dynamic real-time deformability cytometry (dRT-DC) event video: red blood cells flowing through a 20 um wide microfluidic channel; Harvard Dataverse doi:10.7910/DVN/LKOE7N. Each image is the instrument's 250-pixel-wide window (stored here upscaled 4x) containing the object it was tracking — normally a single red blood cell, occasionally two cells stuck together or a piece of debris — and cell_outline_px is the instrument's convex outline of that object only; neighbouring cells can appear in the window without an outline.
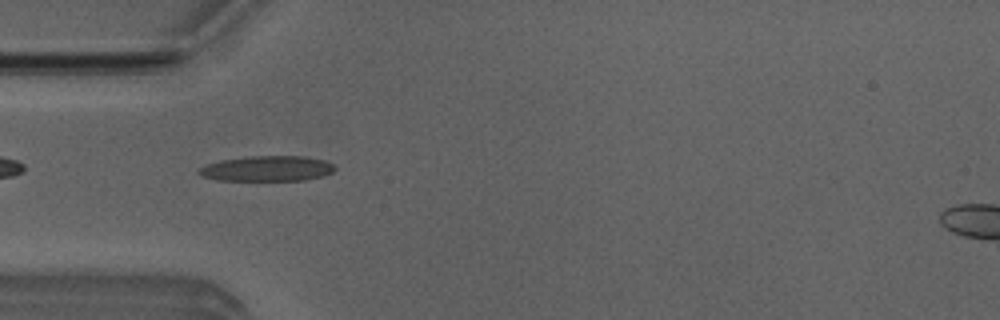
{"species": "Egyptian fruit bat (a non-hibernating species)", "species_latin": "Rousettus aegyptiacus", "temperature_condition": "room temperature", "stored_images_in_passage": 30, "camera_frame_rate_fps": 3000, "um_per_image_px": 0.085, "animal": {"sex": "male"}, "frame": {"image": 1, "passage_image": 2, "time_ms": 0.333, "image_size_px": [1000, 320], "cell_outline_px": [[336, 168], [332, 172], [320, 176], [304, 180], [220, 180], [204, 176], [196, 172], [200, 168], [208, 164], [220, 160], [252, 156], [304, 156], [324, 160], [332, 164]], "centroid_in_image_um": [22.72, 14.32], "position_along_channel_um": 62.3, "area_um2": 19.77}}
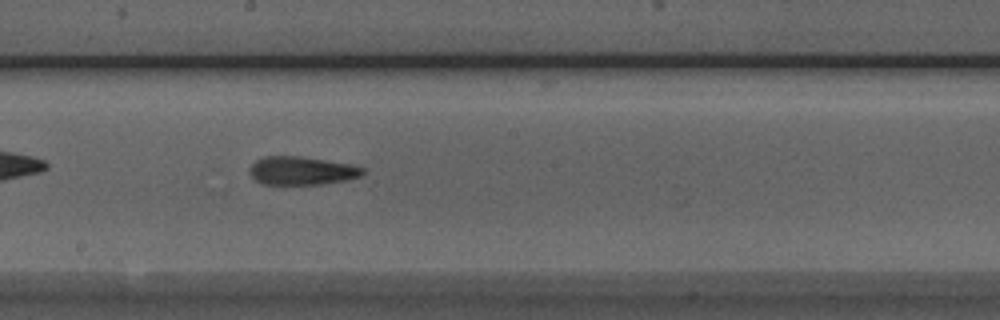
{"frame": {"image": 2, "passage_image": 14, "time_ms": 4.333, "image_size_px": [1000, 320], "cell_outline_px": [[364, 176], [348, 180], [320, 184], [264, 184], [256, 180], [252, 176], [248, 168], [256, 160], [264, 156], [300, 156], [352, 164], [364, 168]], "centroid_in_image_um": [25.68, 14.5], "position_along_channel_um": 222.5, "area_um2": 18.79}}
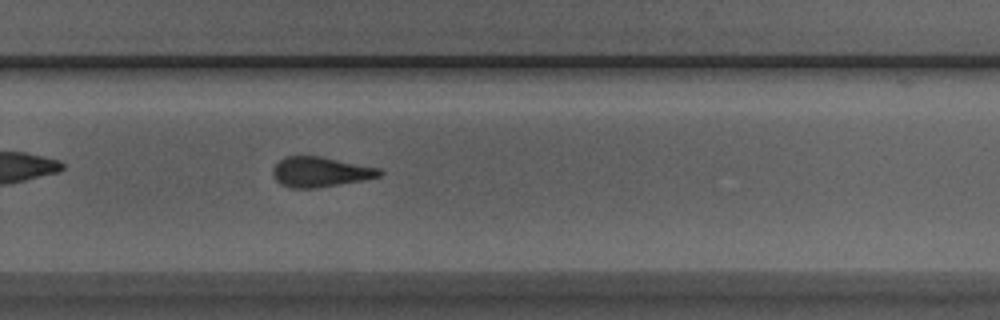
{"frame": {"image": 3, "passage_image": 20, "time_ms": 6.333, "image_size_px": [1000, 320], "cell_outline_px": [[384, 172], [380, 176], [364, 180], [316, 188], [292, 188], [280, 184], [276, 180], [272, 172], [272, 168], [284, 156], [320, 156], [380, 168]], "centroid_in_image_um": [27.23, 14.61], "position_along_channel_um": 302.6, "area_um2": 18.73}, "authors_computed_cell_mechanics": {"area_um2": 18.6116, "velocity_mm_per_s": 4.0095, "shape_relaxation_time_tau1_ms": 9.0192, "shape_relaxation_time_tau2_ms": 4.6918, "deformation_change_tau1": 0.2565, "deformation_change_tau2": 0.1788}}